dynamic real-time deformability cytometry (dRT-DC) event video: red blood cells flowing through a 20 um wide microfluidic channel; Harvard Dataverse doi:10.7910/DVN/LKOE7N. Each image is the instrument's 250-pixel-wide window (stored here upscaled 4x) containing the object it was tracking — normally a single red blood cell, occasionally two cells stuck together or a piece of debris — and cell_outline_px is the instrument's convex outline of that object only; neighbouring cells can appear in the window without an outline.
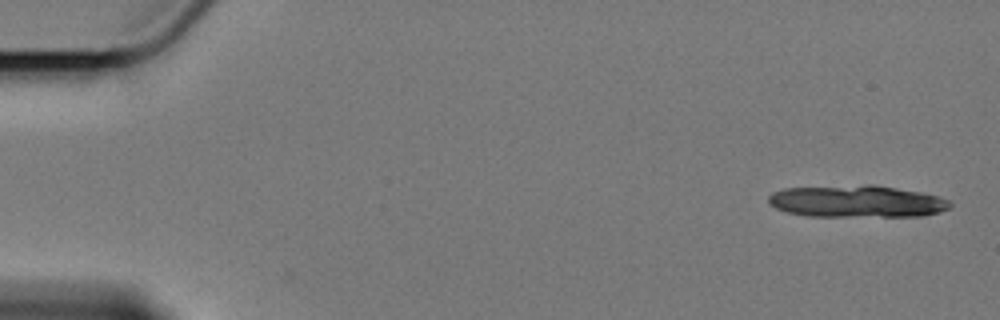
{"species": "Egyptian fruit bat (a non-hibernating species)", "species_latin": "Rousettus aegyptiacus", "temperature_condition": "cold", "stored_images_in_passage": 2, "camera_frame_rate_fps": 3000, "um_per_image_px": 0.085, "animal": {"sex": "female"}, "frame": {"image": 1, "passage_image": 2, "time_ms": 0.333, "image_size_px": [1000, 320], "cell_outline_px": [[952, 204], [948, 208], [940, 212], [924, 216], [808, 216], [788, 212], [776, 208], [768, 204], [768, 196], [772, 192], [784, 188], [868, 184], [876, 184], [920, 192], [936, 196], [948, 200]], "centroid_in_image_um": [72.81, 17.11], "position_along_channel_um": 12.2, "area_um2": 34.1}}